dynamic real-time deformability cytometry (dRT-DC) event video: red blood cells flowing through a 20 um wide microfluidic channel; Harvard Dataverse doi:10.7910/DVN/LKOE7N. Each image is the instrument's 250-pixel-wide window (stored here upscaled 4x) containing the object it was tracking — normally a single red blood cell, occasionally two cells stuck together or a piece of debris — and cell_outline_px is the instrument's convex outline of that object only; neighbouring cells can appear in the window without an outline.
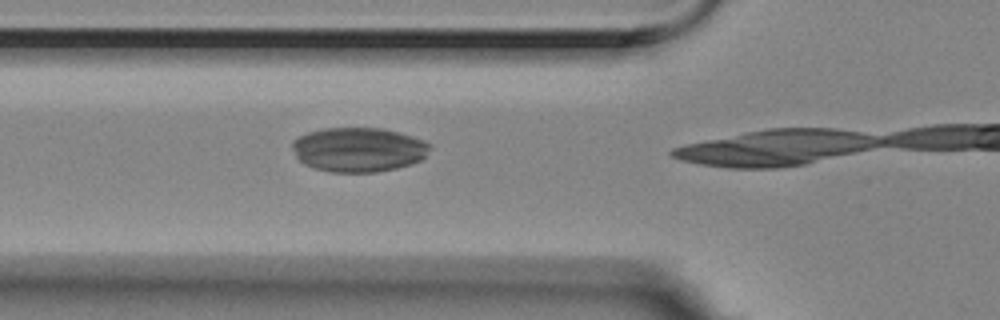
{"species": "Egyptian fruit bat (a non-hibernating species)", "species_latin": "Rousettus aegyptiacus", "temperature_condition": "room temperature", "stored_images_in_passage": 4, "camera_frame_rate_fps": 3000, "um_per_image_px": 0.085, "animal": {"sex": "female"}, "frame": {"image": 1, "passage_image": 3, "time_ms": 0.667, "image_size_px": [1000, 320], "cell_outline_px": [[432, 148], [420, 160], [396, 168], [376, 172], [332, 172], [316, 168], [304, 164], [296, 156], [292, 148], [292, 140], [308, 132], [324, 128], [384, 128], [400, 132], [424, 140], [432, 144]], "centroid_in_image_um": [30.49, 12.7], "position_along_channel_um": 95.3, "area_um2": 35.66}}